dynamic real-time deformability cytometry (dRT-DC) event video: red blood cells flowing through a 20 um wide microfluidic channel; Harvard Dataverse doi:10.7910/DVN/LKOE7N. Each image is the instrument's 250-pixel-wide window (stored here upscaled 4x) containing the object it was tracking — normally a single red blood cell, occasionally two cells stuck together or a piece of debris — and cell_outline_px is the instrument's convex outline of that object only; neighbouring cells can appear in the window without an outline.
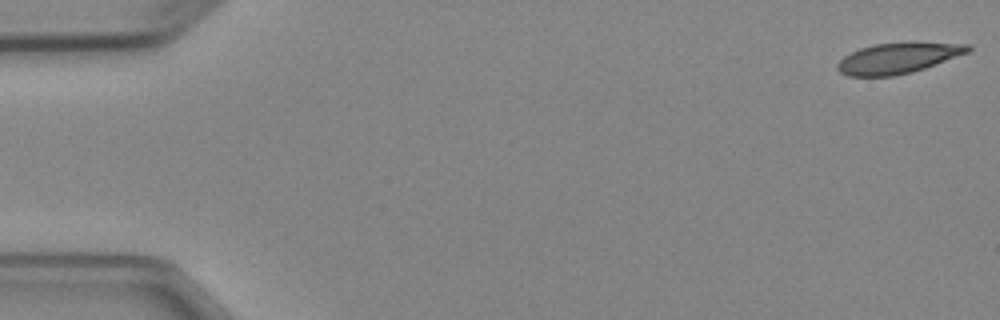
{"species": "Egyptian fruit bat (a non-hibernating species)", "species_latin": "Rousettus aegyptiacus", "temperature_condition": "cold", "stored_images_in_passage": 5, "camera_frame_rate_fps": 3000, "um_per_image_px": 0.085, "animal": {"sex": "female"}, "frame": {"image": 1, "passage_image": 1, "time_ms": 0.0, "image_size_px": [1000, 320], "cell_outline_px": [[972, 48], [968, 52], [924, 68], [912, 72], [892, 76], [848, 76], [840, 72], [836, 68], [836, 64], [844, 56], [860, 48], [876, 44], [912, 40], [916, 40], [968, 44]], "centroid_in_image_um": [76.35, 4.9], "position_along_channel_um": 8.6, "area_um2": 23.76}}